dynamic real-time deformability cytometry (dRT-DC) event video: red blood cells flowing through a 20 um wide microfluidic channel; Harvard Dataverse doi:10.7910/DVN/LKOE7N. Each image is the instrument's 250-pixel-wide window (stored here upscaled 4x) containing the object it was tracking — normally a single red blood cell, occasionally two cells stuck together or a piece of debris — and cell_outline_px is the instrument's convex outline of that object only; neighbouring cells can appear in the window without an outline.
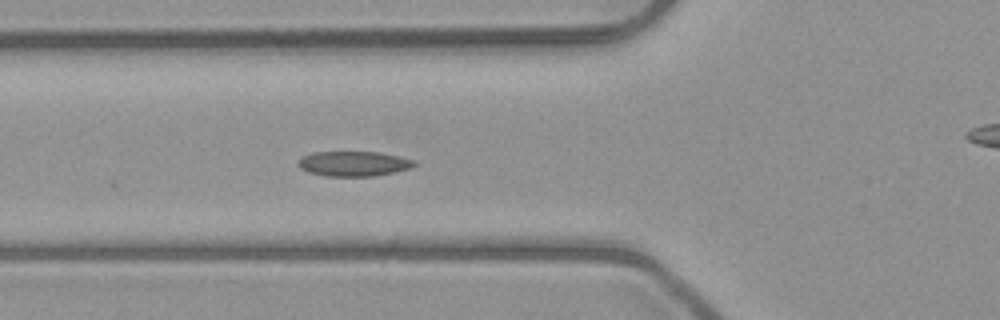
{"species": "common noctule bat (a hibernating species)", "species_latin": "Nyctalus noctula", "temperature_condition": "room temperature", "stored_images_in_passage": 6, "camera_frame_rate_fps": 3000, "um_per_image_px": 0.085, "animal": {"sex": "male", "body_mass_g": 23.1, "forearm_length_mm": 52.7}, "frame": {"image": 1, "passage_image": 5, "time_ms": 4.667, "image_size_px": [1000, 320], "cell_outline_px": [[416, 164], [408, 168], [392, 172], [372, 176], [328, 176], [308, 172], [300, 168], [296, 164], [300, 156], [312, 152], [380, 152], [412, 160]], "centroid_in_image_um": [29.95, 13.9], "position_along_channel_um": 95.9, "area_um2": 16.7}}